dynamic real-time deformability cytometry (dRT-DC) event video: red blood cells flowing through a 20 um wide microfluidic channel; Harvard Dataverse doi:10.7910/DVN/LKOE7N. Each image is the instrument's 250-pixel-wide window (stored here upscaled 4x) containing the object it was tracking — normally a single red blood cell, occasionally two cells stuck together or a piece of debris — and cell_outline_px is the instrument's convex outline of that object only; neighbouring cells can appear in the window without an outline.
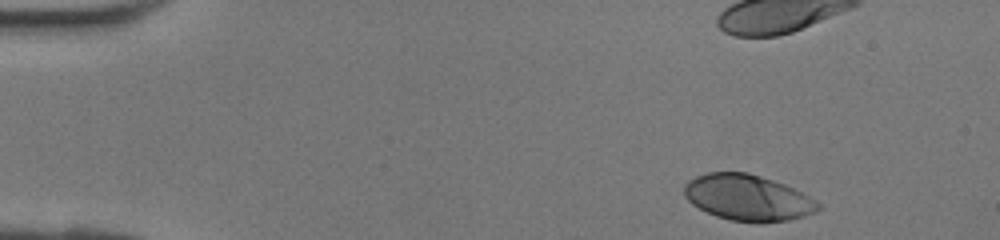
{"species": "human", "species_latin": "Homo sapiens", "temperature_condition": "room temperature", "stored_images_in_passage": 37, "camera_frame_rate_fps": 3000, "um_per_image_px": 0.085, "donor": {"sex": "female"}, "frame": {"image": 1, "passage_image": 1, "time_ms": 0.0, "image_size_px": [1000, 240], "cell_outline_px": [[820, 208], [816, 212], [804, 216], [788, 220], [760, 224], [756, 224], [732, 220], [716, 216], [692, 204], [684, 196], [684, 184], [688, 180], [696, 176], [708, 172], [748, 172], [784, 184], [816, 200], [820, 204]], "centroid_in_image_um": [63.55, 16.81], "position_along_channel_um": 21.4, "area_um2": 36.01}}